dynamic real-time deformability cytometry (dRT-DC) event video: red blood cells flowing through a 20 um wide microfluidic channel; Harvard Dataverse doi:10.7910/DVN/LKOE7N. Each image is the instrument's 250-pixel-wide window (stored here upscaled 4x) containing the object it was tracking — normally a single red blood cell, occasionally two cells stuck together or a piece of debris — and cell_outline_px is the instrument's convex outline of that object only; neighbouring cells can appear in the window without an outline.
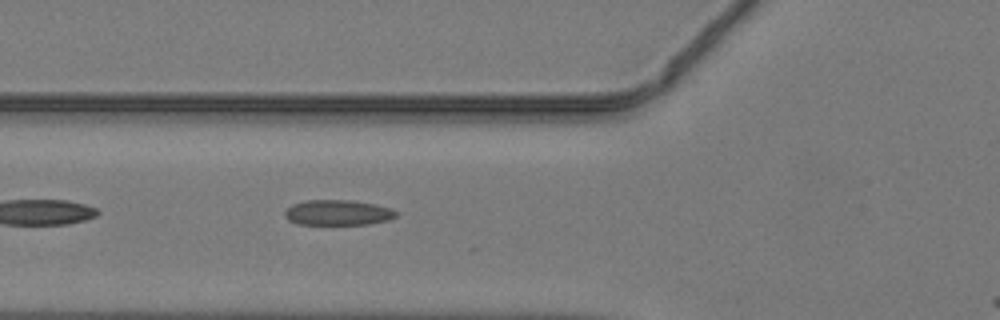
{"species": "common noctule bat (a hibernating species)", "species_latin": "Nyctalus noctula", "temperature_condition": "warm", "stored_images_in_passage": 44, "segment_of_instrument_passage": [2, 2], "camera_frame_rate_fps": 3000, "um_per_image_px": 0.085, "animal": {"sex": "male", "body_mass_g": 19.2, "forearm_length_mm": 51.8}, "frame": {"image": 1, "passage_image": 18, "time_ms": 5.667, "image_size_px": [1000, 320], "cell_outline_px": [[396, 216], [388, 220], [368, 224], [300, 224], [288, 220], [284, 216], [284, 212], [292, 204], [304, 200], [352, 200], [376, 204], [392, 208], [396, 212]], "centroid_in_image_um": [28.71, 18.06], "position_along_channel_um": 97.1, "area_um2": 16.47}}
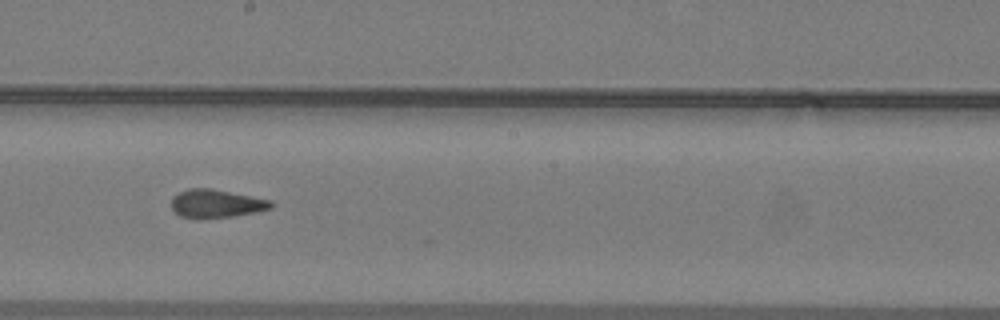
{"frame": {"image": 2, "passage_image": 27, "time_ms": 8.667, "image_size_px": [1000, 320], "cell_outline_px": [[272, 208], [232, 216], [200, 220], [196, 220], [180, 216], [172, 208], [172, 196], [180, 192], [192, 188], [212, 188], [272, 200]], "centroid_in_image_um": [18.35, 17.32], "position_along_channel_um": 229.9, "area_um2": 16.53}}
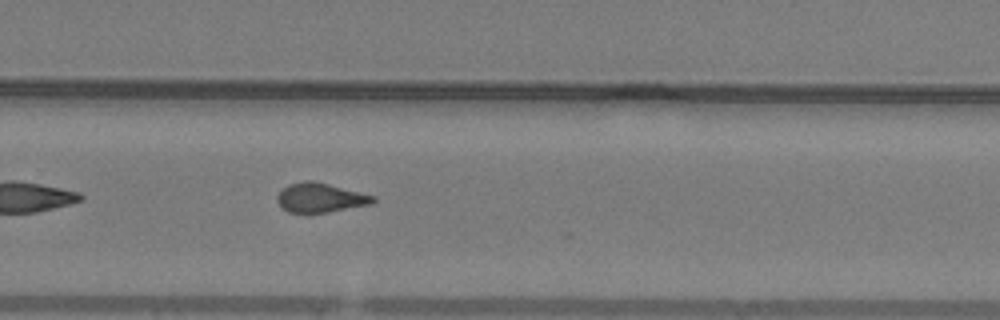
{"frame": {"image": 3, "passage_image": 32, "time_ms": 10.333, "image_size_px": [1000, 320], "cell_outline_px": [[376, 200], [372, 204], [324, 212], [288, 212], [276, 200], [276, 196], [288, 184], [304, 180], [312, 180], [376, 196]], "centroid_in_image_um": [27.23, 16.79], "position_along_channel_um": 302.6, "area_um2": 16.13}}